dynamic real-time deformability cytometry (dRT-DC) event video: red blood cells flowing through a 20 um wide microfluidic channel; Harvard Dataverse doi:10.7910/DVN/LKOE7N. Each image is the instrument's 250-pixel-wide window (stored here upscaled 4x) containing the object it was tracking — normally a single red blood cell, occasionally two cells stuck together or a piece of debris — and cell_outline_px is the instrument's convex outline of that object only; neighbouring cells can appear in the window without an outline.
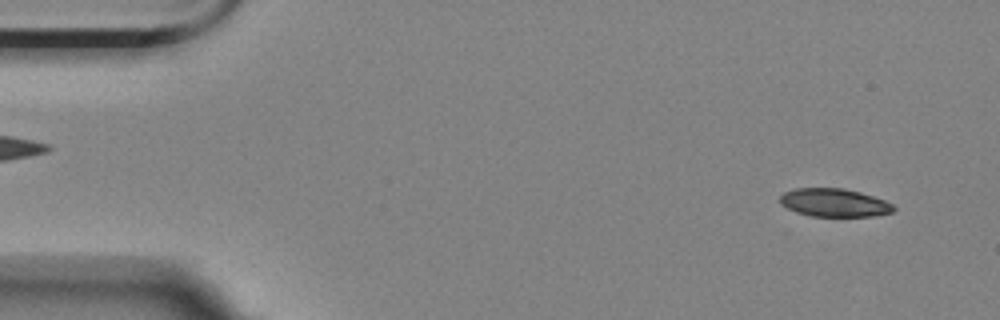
{"species": "Egyptian fruit bat (a non-hibernating species)", "species_latin": "Rousettus aegyptiacus", "temperature_condition": "room temperature", "stored_images_in_passage": 11, "camera_frame_rate_fps": 3000, "um_per_image_px": 0.085, "animal": {"sex": "female"}, "frame": {"image": 1, "passage_image": 2, "time_ms": 0.333, "image_size_px": [1000, 320], "cell_outline_px": [[896, 208], [892, 212], [876, 216], [808, 216], [796, 212], [780, 204], [780, 196], [784, 192], [792, 188], [844, 188], [860, 192], [884, 200], [892, 204]], "centroid_in_image_um": [70.89, 17.22], "position_along_channel_um": 14.1, "area_um2": 18.73}}